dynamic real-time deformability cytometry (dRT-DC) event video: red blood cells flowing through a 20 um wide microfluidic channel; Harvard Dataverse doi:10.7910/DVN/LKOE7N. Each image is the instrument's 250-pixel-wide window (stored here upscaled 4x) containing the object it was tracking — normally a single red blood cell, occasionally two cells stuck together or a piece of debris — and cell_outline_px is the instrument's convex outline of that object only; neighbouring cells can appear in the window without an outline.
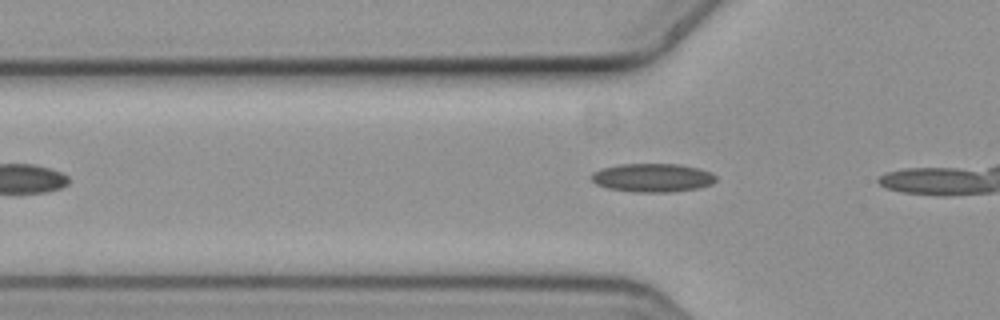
{"species": "common noctule bat (a hibernating species)", "species_latin": "Nyctalus noctula", "temperature_condition": "cold", "stored_images_in_passage": 6, "camera_frame_rate_fps": 3000, "um_per_image_px": 0.085, "animal": {"sex": "female", "body_mass_g": 19.3, "forearm_length_mm": 54.1}, "frame": {"image": 1, "passage_image": 3, "time_ms": 0.667, "image_size_px": [1000, 320], "cell_outline_px": [[716, 180], [712, 184], [696, 188], [672, 192], [632, 192], [608, 188], [596, 184], [592, 180], [592, 172], [600, 168], [620, 164], [680, 164], [696, 168], [708, 172], [716, 176]], "centroid_in_image_um": [55.43, 15.11], "position_along_channel_um": 70.4, "area_um2": 20.63}}